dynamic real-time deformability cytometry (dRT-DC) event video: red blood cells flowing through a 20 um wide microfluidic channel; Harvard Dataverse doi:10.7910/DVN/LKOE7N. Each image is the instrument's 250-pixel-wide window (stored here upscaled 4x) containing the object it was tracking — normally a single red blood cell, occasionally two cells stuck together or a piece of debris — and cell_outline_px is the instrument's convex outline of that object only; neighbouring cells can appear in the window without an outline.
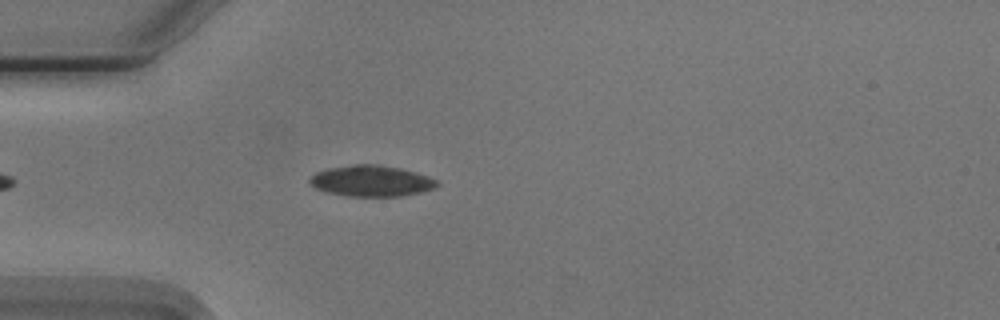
{"species": "Egyptian fruit bat (a non-hibernating species)", "species_latin": "Rousettus aegyptiacus", "temperature_condition": "cold", "stored_images_in_passage": 8, "camera_frame_rate_fps": 3000, "um_per_image_px": 0.085, "animal": {"sex": "male"}, "frame": {"image": 1, "passage_image": 4, "time_ms": 1.0, "image_size_px": [1000, 320], "cell_outline_px": [[440, 184], [432, 188], [420, 192], [400, 196], [348, 196], [324, 192], [316, 188], [308, 180], [316, 172], [332, 168], [356, 164], [376, 164], [400, 168], [416, 172], [428, 176], [436, 180]], "centroid_in_image_um": [31.56, 15.38], "position_along_channel_um": 53.4, "area_um2": 22.77}}
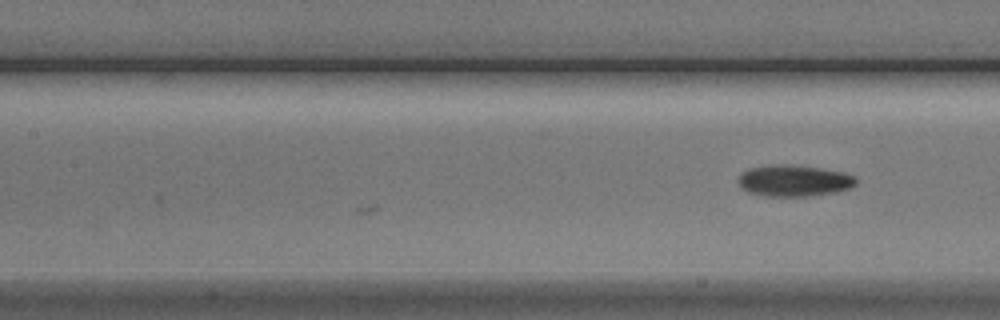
{"frame": {"image": 2, "passage_image": 8, "time_ms": 2.333, "image_size_px": [1000, 320], "cell_outline_px": [[856, 184], [848, 188], [832, 192], [808, 196], [768, 196], [748, 192], [740, 188], [740, 172], [748, 168], [772, 164], [784, 164], [816, 168], [844, 172], [852, 176], [856, 180]], "centroid_in_image_um": [67.42, 15.35], "position_along_channel_um": 140.0, "area_um2": 21.21}}